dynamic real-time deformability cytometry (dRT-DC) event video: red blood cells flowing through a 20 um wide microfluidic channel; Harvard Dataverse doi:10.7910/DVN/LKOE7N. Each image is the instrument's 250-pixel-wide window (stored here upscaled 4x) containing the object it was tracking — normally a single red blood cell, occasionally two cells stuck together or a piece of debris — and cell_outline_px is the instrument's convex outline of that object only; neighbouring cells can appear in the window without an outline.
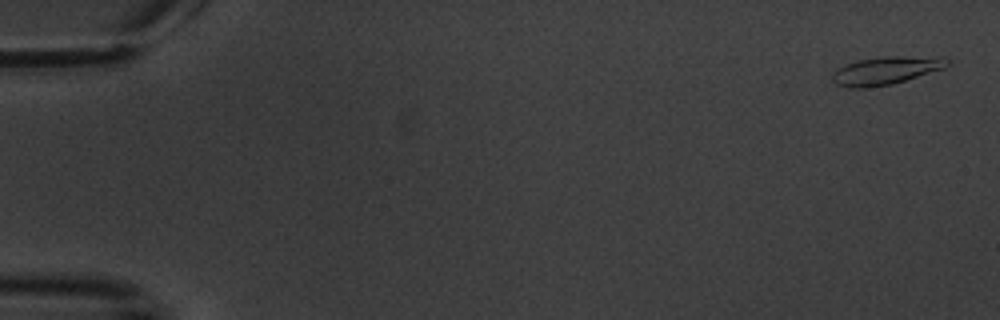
{"species": "common noctule bat (a hibernating species)", "species_latin": "Nyctalus noctula", "temperature_condition": "warm", "stored_images_in_passage": 6, "camera_frame_rate_fps": 3000, "um_per_image_px": 0.085, "animal": {"sex": "male", "body_mass_g": 20.1, "forearm_length_mm": 53.5}, "frame": {"image": 1, "passage_image": 1, "time_ms": 0.0, "image_size_px": [1000, 320], "cell_outline_px": [[948, 64], [944, 68], [892, 84], [864, 88], [848, 88], [836, 84], [832, 80], [832, 72], [856, 60], [880, 56], [944, 56], [948, 60]], "centroid_in_image_um": [75.3, 5.98], "position_along_channel_um": 9.7, "area_um2": 18.79}}
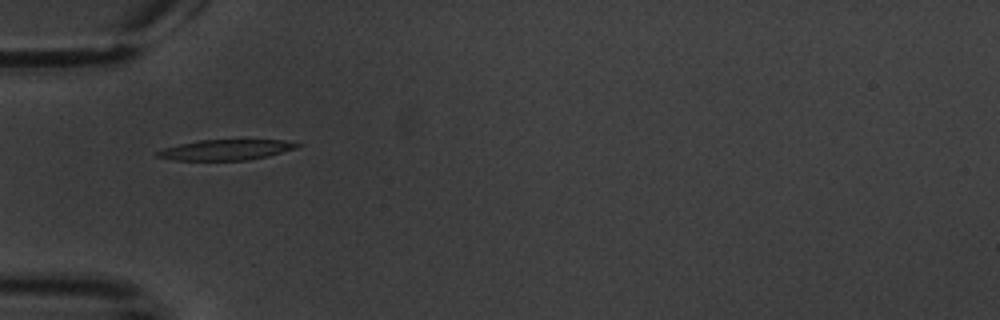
{"frame": {"image": 2, "passage_image": 6, "time_ms": 6.0, "image_size_px": [1000, 320], "cell_outline_px": [[300, 144], [296, 148], [268, 156], [248, 160], [172, 160], [156, 156], [156, 152], [164, 148], [180, 144], [200, 140], [284, 140]], "centroid_in_image_um": [19.18, 12.74], "position_along_channel_um": 65.8, "area_um2": 16.47}}